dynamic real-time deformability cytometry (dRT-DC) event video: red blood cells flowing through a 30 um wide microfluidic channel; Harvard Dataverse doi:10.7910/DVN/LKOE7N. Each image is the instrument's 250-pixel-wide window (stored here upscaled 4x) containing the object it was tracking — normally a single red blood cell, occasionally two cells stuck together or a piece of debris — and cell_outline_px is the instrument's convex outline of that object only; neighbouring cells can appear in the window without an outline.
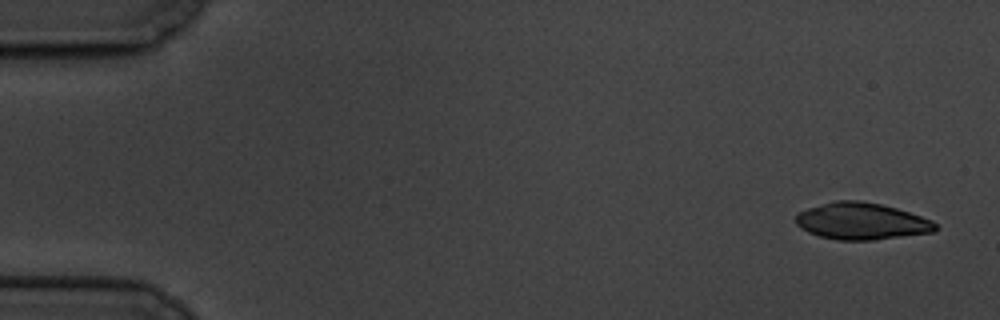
{"species": "common noctule bat (a hibernating species)", "species_latin": "Nyctalus noctula", "temperature_condition": "cold", "stored_images_in_passage": 6, "segment_of_instrument_passage": [1, 2], "camera_frame_rate_fps": 3000, "um_per_image_px": 0.085, "animal": {"sex": "male", "body_mass_g": 19.5, "forearm_length_mm": 54.6}, "frame": {"image": 1, "passage_image": 1, "time_ms": 0.0, "image_size_px": [1000, 320], "cell_outline_px": [[940, 228], [936, 232], [872, 240], [840, 240], [820, 236], [808, 232], [800, 228], [796, 224], [796, 216], [800, 212], [808, 208], [836, 200], [860, 200], [880, 204], [896, 208], [932, 220]], "centroid_in_image_um": [73.26, 18.81], "position_along_channel_um": 11.7, "area_um2": 29.88}}